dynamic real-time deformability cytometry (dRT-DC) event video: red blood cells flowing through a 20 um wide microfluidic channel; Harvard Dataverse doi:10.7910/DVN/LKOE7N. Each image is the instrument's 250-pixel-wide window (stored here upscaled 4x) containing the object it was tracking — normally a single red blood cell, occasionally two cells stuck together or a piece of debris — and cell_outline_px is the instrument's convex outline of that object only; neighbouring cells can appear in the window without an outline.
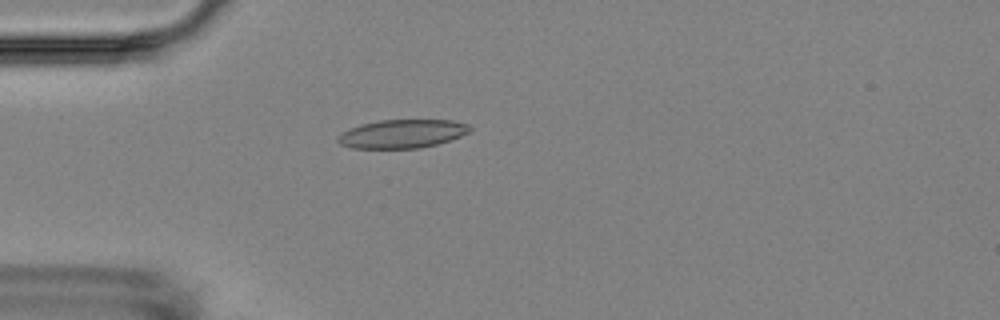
{"species": "Egyptian fruit bat (a non-hibernating species)", "species_latin": "Rousettus aegyptiacus", "temperature_condition": "room temperature", "stored_images_in_passage": 3, "camera_frame_rate_fps": 3000, "um_per_image_px": 0.085, "animal": {"sex": "female"}, "frame": {"image": 1, "passage_image": 2, "time_ms": 1.333, "image_size_px": [1000, 320], "cell_outline_px": [[472, 128], [468, 132], [460, 136], [436, 144], [420, 148], [352, 148], [340, 144], [336, 140], [336, 136], [340, 132], [360, 124], [380, 120], [452, 120], [468, 124]], "centroid_in_image_um": [34.13, 11.37], "position_along_channel_um": 50.9, "area_um2": 21.96}}